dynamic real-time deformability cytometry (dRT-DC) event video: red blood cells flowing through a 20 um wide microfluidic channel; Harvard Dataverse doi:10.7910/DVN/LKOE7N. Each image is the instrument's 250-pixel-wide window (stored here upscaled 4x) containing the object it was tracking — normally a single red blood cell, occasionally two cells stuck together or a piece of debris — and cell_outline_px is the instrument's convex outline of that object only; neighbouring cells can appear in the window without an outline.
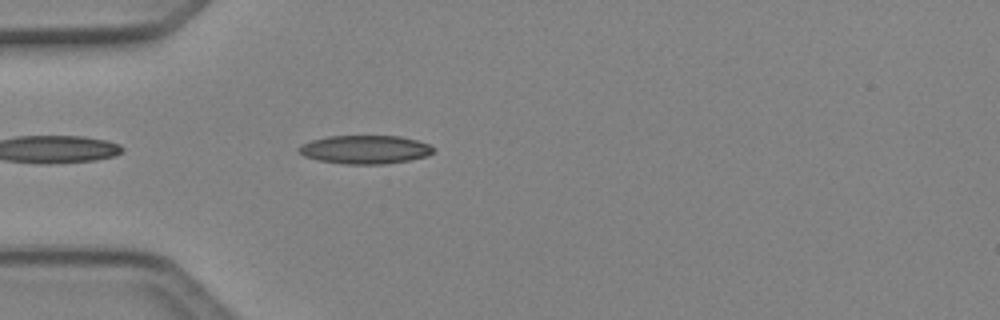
{"species": "Egyptian fruit bat (a non-hibernating species)", "species_latin": "Rousettus aegyptiacus", "temperature_condition": "cold", "stored_images_in_passage": 1, "camera_frame_rate_fps": 3000, "um_per_image_px": 0.085, "animal": {"sex": "female"}, "frame": {"image": 1, "passage_image": 1, "time_ms": 0.0, "image_size_px": [1000, 320], "cell_outline_px": [[436, 148], [432, 152], [424, 156], [408, 160], [384, 164], [344, 164], [320, 160], [304, 156], [296, 148], [300, 144], [312, 140], [328, 136], [400, 136], [416, 140], [428, 144]], "centroid_in_image_um": [31.0, 12.7], "position_along_channel_um": 54.0, "area_um2": 22.2}}